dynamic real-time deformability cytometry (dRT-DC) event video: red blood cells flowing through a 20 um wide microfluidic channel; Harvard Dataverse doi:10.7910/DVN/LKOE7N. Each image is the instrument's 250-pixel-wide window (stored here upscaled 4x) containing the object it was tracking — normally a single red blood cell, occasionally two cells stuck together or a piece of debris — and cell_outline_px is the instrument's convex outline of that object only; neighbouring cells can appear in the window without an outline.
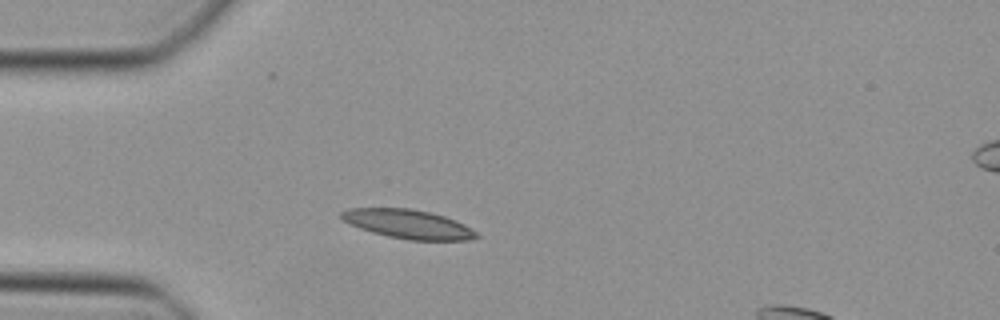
{"species": "Egyptian fruit bat (a non-hibernating species)", "species_latin": "Rousettus aegyptiacus", "temperature_condition": "cold", "stored_images_in_passage": 40, "camera_frame_rate_fps": 3000, "um_per_image_px": 0.085, "animal": {"sex": "female"}, "frame": {"image": 1, "passage_image": 8, "time_ms": 2.333, "image_size_px": [1000, 320], "cell_outline_px": [[480, 236], [468, 240], [408, 240], [388, 236], [372, 232], [360, 228], [344, 220], [340, 216], [340, 212], [348, 208], [412, 208], [432, 212], [456, 220], [472, 228]], "centroid_in_image_um": [34.72, 19.04], "position_along_channel_um": 50.3, "area_um2": 22.83}}
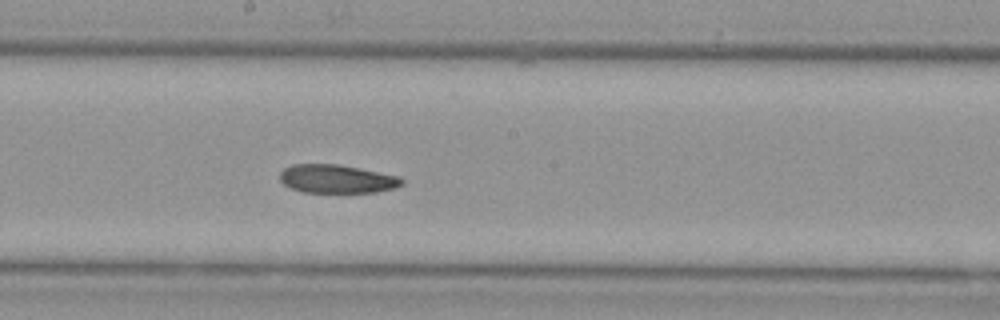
{"frame": {"image": 2, "passage_image": 21, "time_ms": 6.667, "image_size_px": [1000, 320], "cell_outline_px": [[404, 184], [396, 188], [376, 192], [304, 192], [292, 188], [284, 184], [280, 180], [280, 172], [284, 168], [292, 164], [336, 164], [360, 168], [400, 176], [404, 180]], "centroid_in_image_um": [28.67, 15.2], "position_along_channel_um": 219.5, "area_um2": 20.29}}
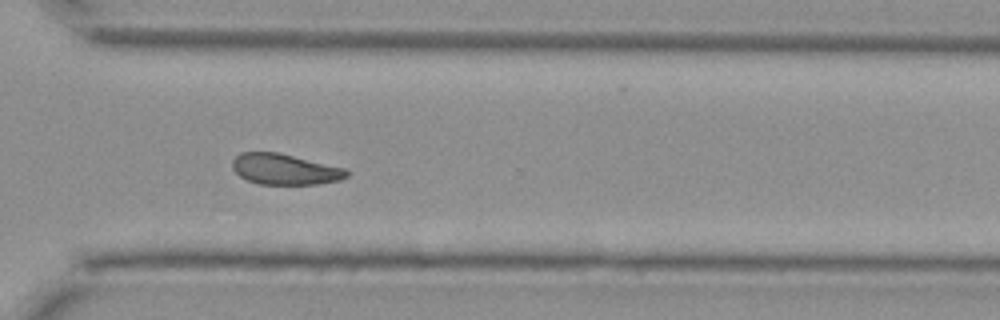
{"frame": {"image": 3, "passage_image": 30, "time_ms": 9.667, "image_size_px": [1000, 320], "cell_outline_px": [[348, 176], [340, 180], [316, 184], [260, 184], [248, 180], [240, 176], [232, 168], [232, 160], [240, 152], [276, 152], [344, 168], [348, 172]], "centroid_in_image_um": [24.18, 14.39], "position_along_channel_um": 346.4, "area_um2": 20.23}}